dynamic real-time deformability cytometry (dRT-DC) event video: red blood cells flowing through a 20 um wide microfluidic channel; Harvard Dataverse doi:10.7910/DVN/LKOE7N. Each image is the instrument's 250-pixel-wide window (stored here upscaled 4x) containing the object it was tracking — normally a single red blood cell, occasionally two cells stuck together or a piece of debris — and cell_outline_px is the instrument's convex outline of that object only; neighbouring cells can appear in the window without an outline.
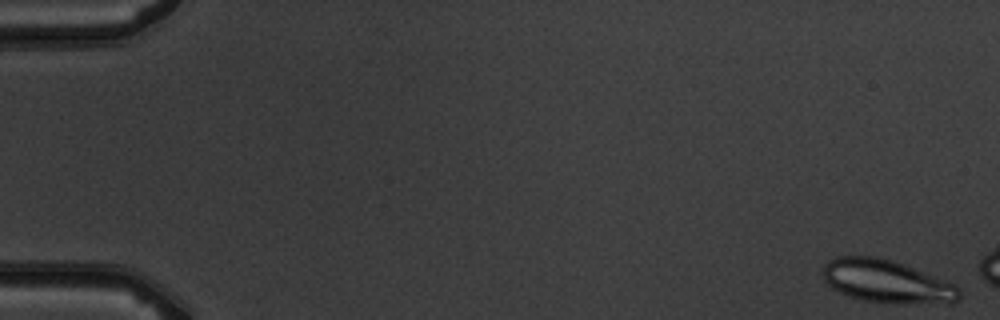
{"species": "common noctule bat (a hibernating species)", "species_latin": "Nyctalus noctula", "temperature_condition": "warm", "stored_images_in_passage": 2, "camera_frame_rate_fps": 3000, "um_per_image_px": 0.085, "animal": {"sex": "male", "body_mass_g": 19.5, "forearm_length_mm": 54.6}, "frame": {"image": 1, "passage_image": 1, "time_ms": 0.0, "image_size_px": [1000, 320], "cell_outline_px": [[960, 296], [952, 304], [896, 304], [864, 300], [848, 296], [832, 288], [824, 280], [824, 264], [828, 260], [836, 256], [872, 256], [892, 260], [904, 264], [956, 284], [960, 288]], "centroid_in_image_um": [75.42, 23.94], "position_along_channel_um": 9.6, "area_um2": 34.51}}